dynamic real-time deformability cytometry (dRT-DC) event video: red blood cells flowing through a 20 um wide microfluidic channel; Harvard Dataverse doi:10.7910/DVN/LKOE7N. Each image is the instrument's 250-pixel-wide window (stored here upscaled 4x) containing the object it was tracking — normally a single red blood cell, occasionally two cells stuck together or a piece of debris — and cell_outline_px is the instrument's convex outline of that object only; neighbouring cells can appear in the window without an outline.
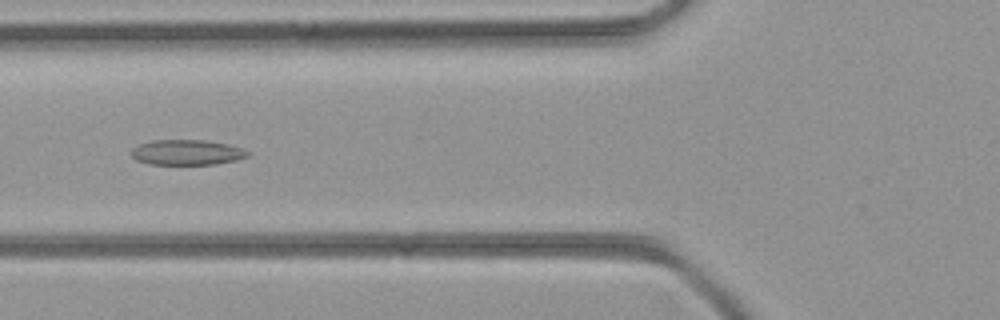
{"species": "common noctule bat (a hibernating species)", "species_latin": "Nyctalus noctula", "temperature_condition": "room temperature", "stored_images_in_passage": 43, "camera_frame_rate_fps": 3000, "um_per_image_px": 0.085, "animal": {"sex": "female", "body_mass_g": 21.9}, "frame": {"image": 1, "passage_image": 17, "time_ms": 5.333, "image_size_px": [1000, 320], "cell_outline_px": [[248, 156], [236, 160], [216, 164], [148, 164], [136, 160], [132, 156], [132, 148], [140, 144], [152, 140], [204, 140], [228, 144], [244, 148], [248, 152]], "centroid_in_image_um": [15.89, 12.95], "position_along_channel_um": 109.9, "area_um2": 17.11}}
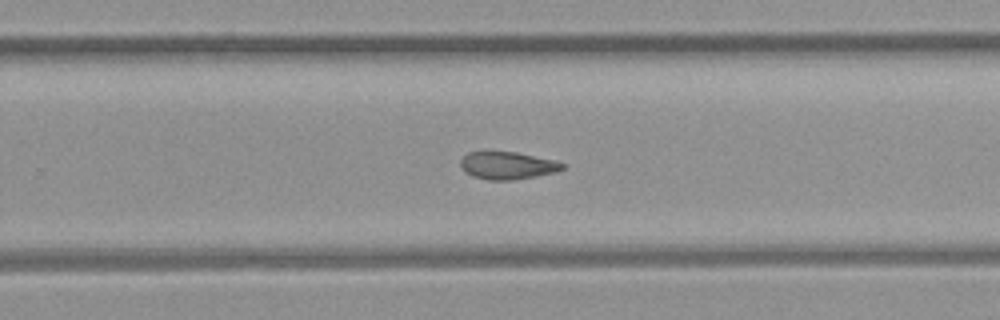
{"frame": {"image": 2, "passage_image": 28, "time_ms": 9.0, "image_size_px": [1000, 320], "cell_outline_px": [[568, 164], [564, 168], [556, 172], [536, 176], [512, 180], [488, 180], [472, 176], [464, 172], [460, 164], [460, 160], [468, 152], [516, 152], [556, 160]], "centroid_in_image_um": [43.16, 14.07], "position_along_channel_um": 286.6, "area_um2": 16.47}}
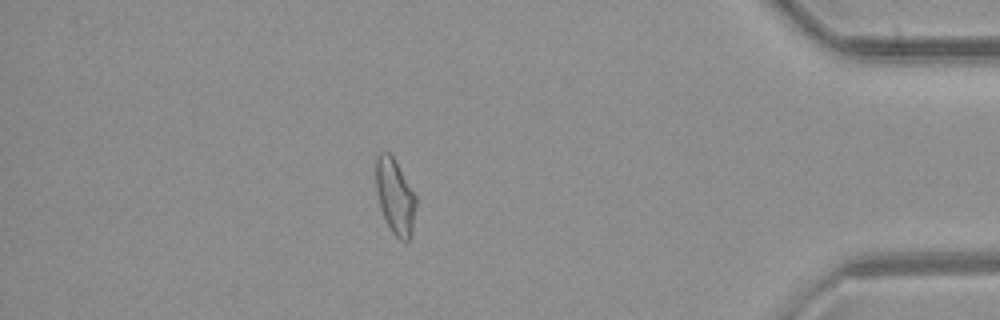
{"frame": {"image": 3, "passage_image": 38, "time_ms": 12.333, "image_size_px": [1000, 320], "cell_outline_px": [[416, 208], [412, 232], [408, 240], [400, 240], [392, 232], [380, 208], [376, 188], [376, 156], [380, 152], [388, 152], [392, 156], [416, 196]], "centroid_in_image_um": [33.58, 16.7], "position_along_channel_um": 401.6, "area_um2": 17.28}}